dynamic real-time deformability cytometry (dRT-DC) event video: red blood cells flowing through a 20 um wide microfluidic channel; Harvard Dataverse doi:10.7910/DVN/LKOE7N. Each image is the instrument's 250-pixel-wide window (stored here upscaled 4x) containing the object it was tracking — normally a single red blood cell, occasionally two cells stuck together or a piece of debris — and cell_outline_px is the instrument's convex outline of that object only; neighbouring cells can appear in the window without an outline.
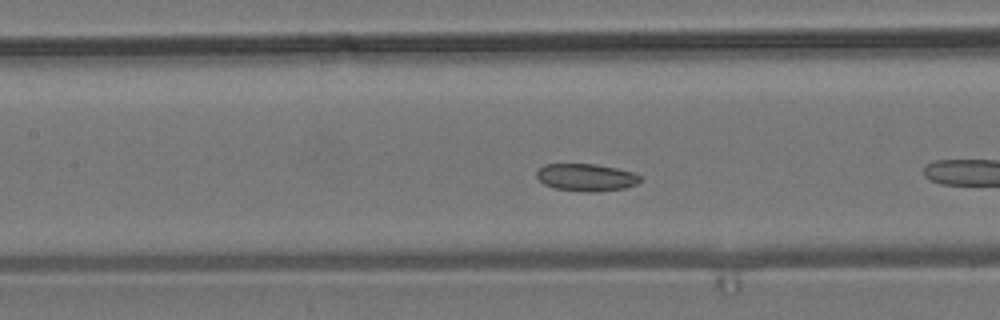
{"species": "common noctule bat (a hibernating species)", "species_latin": "Nyctalus noctula", "temperature_condition": "room temperature", "stored_images_in_passage": 12, "camera_frame_rate_fps": 3000, "um_per_image_px": 0.085, "animal": {"sex": "male", "body_mass_g": 19.2, "forearm_length_mm": 51.8}, "frame": {"image": 1, "passage_image": 9, "time_ms": 2.667, "image_size_px": [1000, 320], "cell_outline_px": [[640, 180], [636, 184], [624, 188], [596, 192], [584, 192], [556, 188], [544, 184], [536, 176], [536, 172], [544, 164], [596, 164], [616, 168], [632, 172], [640, 176]], "centroid_in_image_um": [49.81, 15.08], "position_along_channel_um": 157.6, "area_um2": 16.42}}